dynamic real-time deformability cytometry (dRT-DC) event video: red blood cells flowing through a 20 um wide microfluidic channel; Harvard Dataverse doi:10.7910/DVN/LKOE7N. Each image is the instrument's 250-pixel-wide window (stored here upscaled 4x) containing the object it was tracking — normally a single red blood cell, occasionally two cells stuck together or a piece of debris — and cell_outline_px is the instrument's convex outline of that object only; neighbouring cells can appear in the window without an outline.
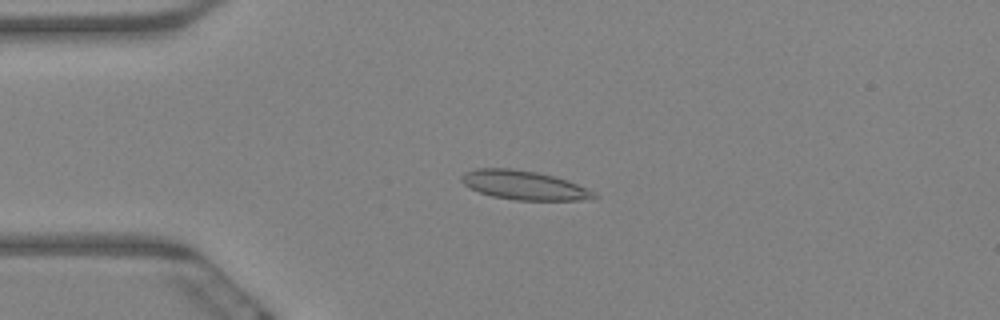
{"species": "Egyptian fruit bat (a non-hibernating species)", "species_latin": "Rousettus aegyptiacus", "temperature_condition": "warm", "stored_images_in_passage": 62, "camera_frame_rate_fps": 3000, "um_per_image_px": 0.085, "animal": {"sex": "female"}, "frame": {"image": 1, "passage_image": 15, "time_ms": 4.667, "image_size_px": [1000, 320], "cell_outline_px": [[600, 196], [596, 200], [516, 200], [492, 196], [480, 192], [464, 184], [460, 180], [460, 176], [464, 172], [476, 168], [512, 168], [536, 172], [568, 180], [596, 192]], "centroid_in_image_um": [44.59, 15.75], "position_along_channel_um": 40.4, "area_um2": 22.6}}
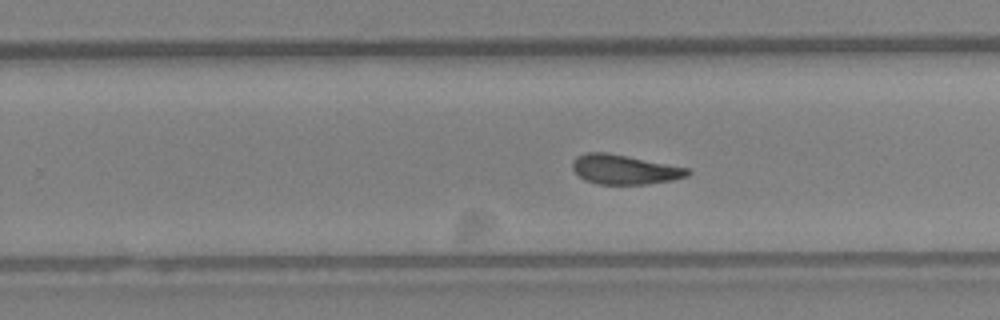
{"frame": {"image": 2, "passage_image": 39, "time_ms": 12.667, "image_size_px": [1000, 320], "cell_outline_px": [[692, 172], [688, 176], [672, 180], [648, 184], [596, 184], [584, 180], [572, 168], [572, 160], [576, 156], [588, 152], [608, 152], [688, 168]], "centroid_in_image_um": [53.07, 14.4], "position_along_channel_um": 276.7, "area_um2": 19.88}}
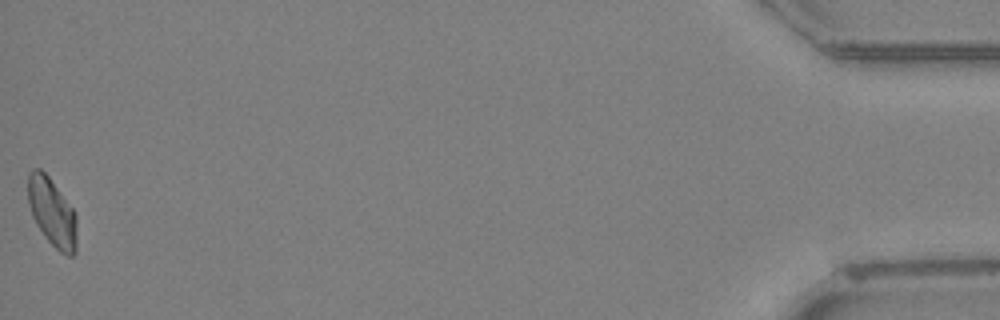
{"frame": {"image": 3, "passage_image": 62, "time_ms": 20.333, "image_size_px": [1000, 320], "cell_outline_px": [[76, 252], [72, 256], [68, 256], [60, 252], [44, 236], [36, 224], [32, 216], [28, 204], [28, 172], [32, 168], [40, 168], [48, 176], [76, 212]], "centroid_in_image_um": [4.42, 18.04], "position_along_channel_um": 430.8, "area_um2": 19.54}, "authors_computed_cell_mechanics": {"area_um2": 20.2878, "velocity_mm_per_s": 3.3043, "shape_relaxation_time_tau1_ms": null, "shape_relaxation_time_tau2_ms": 2.9454, "deformation_change_tau1": null, "deformation_change_tau2": 0.1002}}